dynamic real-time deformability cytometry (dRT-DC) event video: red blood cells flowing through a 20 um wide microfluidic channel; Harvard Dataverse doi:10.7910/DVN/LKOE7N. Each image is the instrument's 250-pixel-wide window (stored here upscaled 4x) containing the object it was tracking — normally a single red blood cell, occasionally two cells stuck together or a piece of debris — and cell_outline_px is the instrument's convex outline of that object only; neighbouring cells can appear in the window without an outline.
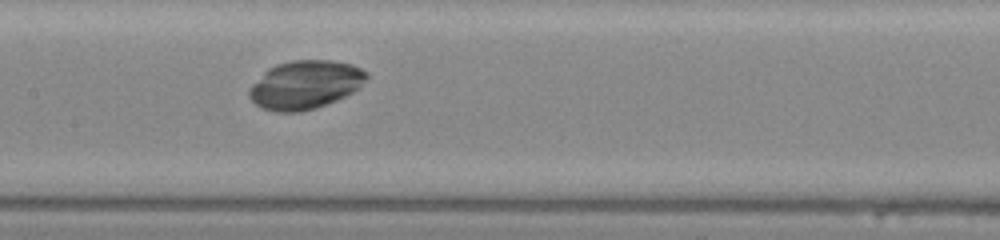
{"species": "common noctule bat (a hibernating species)", "species_latin": "Nyctalus noctula", "temperature_condition": "warm", "stored_images_in_passage": 34, "camera_frame_rate_fps": 3000, "um_per_image_px": 0.085, "animal": {"sex": "male", "body_mass_g": 20.0, "forearm_length_mm": 53.3}, "frame": {"image": 1, "passage_image": 19, "time_ms": 6.0, "image_size_px": [1000, 240], "cell_outline_px": [[368, 76], [360, 88], [336, 100], [316, 108], [300, 112], [276, 112], [264, 108], [256, 104], [248, 96], [248, 88], [268, 68], [276, 64], [292, 60], [332, 60], [352, 64], [368, 72]], "centroid_in_image_um": [25.94, 7.2], "position_along_channel_um": 181.5, "area_um2": 33.23}}
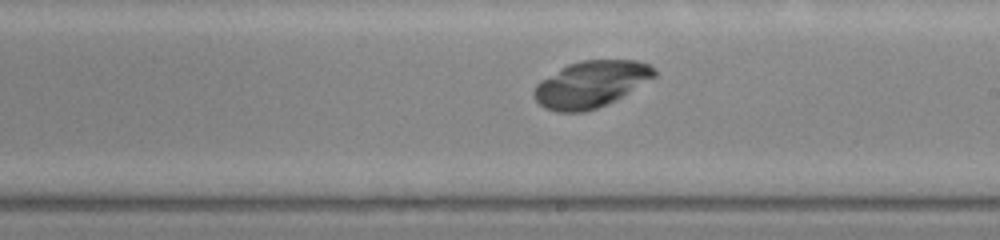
{"frame": {"image": 2, "passage_image": 23, "time_ms": 7.333, "image_size_px": [1000, 240], "cell_outline_px": [[656, 76], [620, 96], [596, 108], [584, 112], [556, 112], [544, 108], [532, 96], [532, 92], [536, 84], [540, 80], [560, 68], [568, 64], [580, 60], [636, 60], [648, 64], [656, 72]], "centroid_in_image_um": [50.15, 7.15], "position_along_channel_um": 238.8, "area_um2": 32.25}}
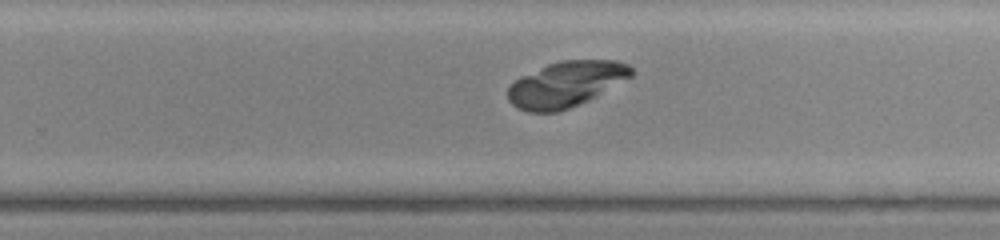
{"frame": {"image": 3, "passage_image": 26, "time_ms": 8.333, "image_size_px": [1000, 240], "cell_outline_px": [[636, 72], [632, 76], [588, 100], [568, 108], [556, 112], [528, 112], [512, 104], [508, 100], [508, 88], [520, 76], [548, 64], [560, 60], [616, 60], [628, 64]], "centroid_in_image_um": [48.12, 7.14], "position_along_channel_um": 281.7, "area_um2": 32.54}}